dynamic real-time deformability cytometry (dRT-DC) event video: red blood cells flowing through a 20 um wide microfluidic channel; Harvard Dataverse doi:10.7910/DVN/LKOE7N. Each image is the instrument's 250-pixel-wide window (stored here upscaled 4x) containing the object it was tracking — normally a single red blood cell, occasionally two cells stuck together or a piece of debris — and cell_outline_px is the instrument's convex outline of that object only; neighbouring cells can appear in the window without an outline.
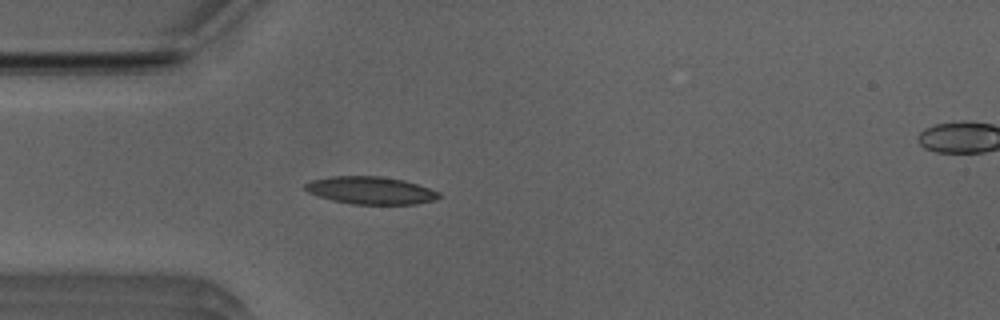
{"species": "Egyptian fruit bat (a non-hibernating species)", "species_latin": "Rousettus aegyptiacus", "temperature_condition": "room temperature", "stored_images_in_passage": 44, "camera_frame_rate_fps": 3000, "um_per_image_px": 0.085, "animal": {"sex": "male"}, "frame": {"image": 1, "passage_image": 7, "time_ms": 2.0, "image_size_px": [1000, 320], "cell_outline_px": [[440, 196], [436, 200], [416, 204], [352, 204], [332, 200], [316, 196], [308, 192], [304, 188], [304, 184], [312, 180], [332, 176], [380, 176], [404, 180], [440, 192]], "centroid_in_image_um": [31.49, 16.19], "position_along_channel_um": 53.5, "area_um2": 21.5}}
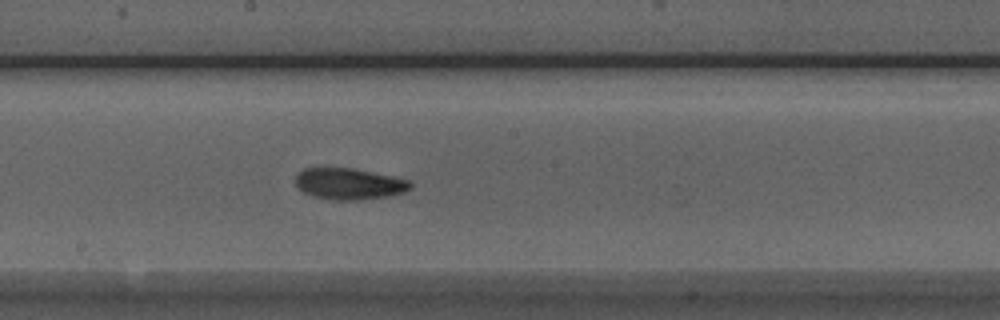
{"frame": {"image": 2, "passage_image": 20, "time_ms": 6.333, "image_size_px": [1000, 320], "cell_outline_px": [[412, 188], [404, 192], [388, 196], [356, 200], [332, 200], [312, 196], [296, 188], [296, 176], [304, 168], [352, 168], [392, 176], [408, 180], [412, 184]], "centroid_in_image_um": [29.66, 15.63], "position_along_channel_um": 218.5, "area_um2": 20.92}}
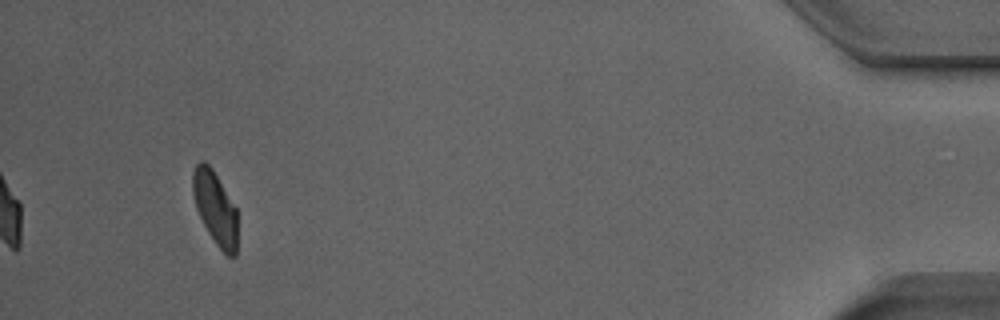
{"frame": {"image": 3, "passage_image": 41, "time_ms": 13.333, "image_size_px": [1000, 320], "cell_outline_px": [[236, 256], [228, 256], [216, 244], [208, 232], [196, 208], [192, 192], [192, 172], [196, 164], [200, 160], [204, 160], [212, 168], [236, 208]], "centroid_in_image_um": [18.26, 17.64], "position_along_channel_um": 416.9, "area_um2": 18.84}, "authors_computed_cell_mechanics": {"area_um2": 20.7502, "velocity_mm_per_s": 3.9457, "shape_relaxation_time_tau1_ms": 4.4481, "shape_relaxation_time_tau2_ms": 4.0307, "deformation_change_tau1": 0.1421, "deformation_change_tau2": 0.1084}}